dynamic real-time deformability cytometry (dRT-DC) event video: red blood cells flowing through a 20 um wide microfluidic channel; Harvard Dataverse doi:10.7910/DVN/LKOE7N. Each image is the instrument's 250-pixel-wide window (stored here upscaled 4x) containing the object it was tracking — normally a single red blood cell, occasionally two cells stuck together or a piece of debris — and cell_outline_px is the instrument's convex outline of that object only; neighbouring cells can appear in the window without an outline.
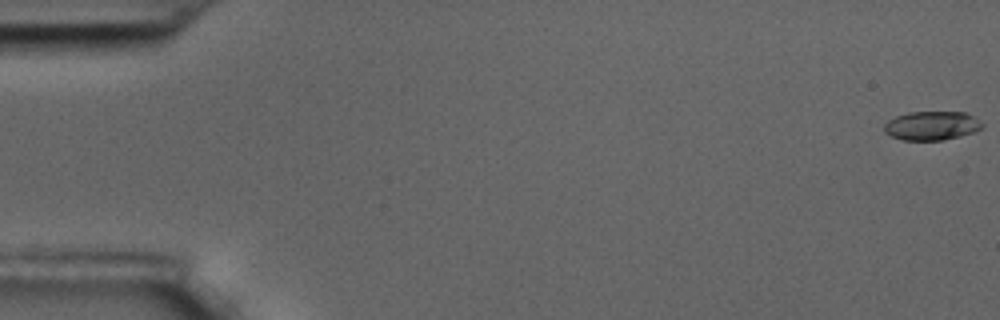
{"species": "common noctule bat (a hibernating species)", "species_latin": "Nyctalus noctula", "temperature_condition": "room temperature", "stored_images_in_passage": 59, "camera_frame_rate_fps": 3000, "um_per_image_px": 0.085, "animal": {"sex": "male", "body_mass_g": 17.5, "forearm_length_mm": 52.3}, "frame": {"image": 1, "passage_image": 1, "time_ms": 0.0, "image_size_px": [1000, 320], "cell_outline_px": [[984, 124], [980, 128], [972, 132], [960, 136], [944, 140], [904, 140], [892, 136], [884, 132], [884, 124], [888, 120], [896, 116], [908, 112], [964, 112], [972, 116]], "centroid_in_image_um": [79.16, 10.68], "position_along_channel_um": 5.8, "area_um2": 16.36}}
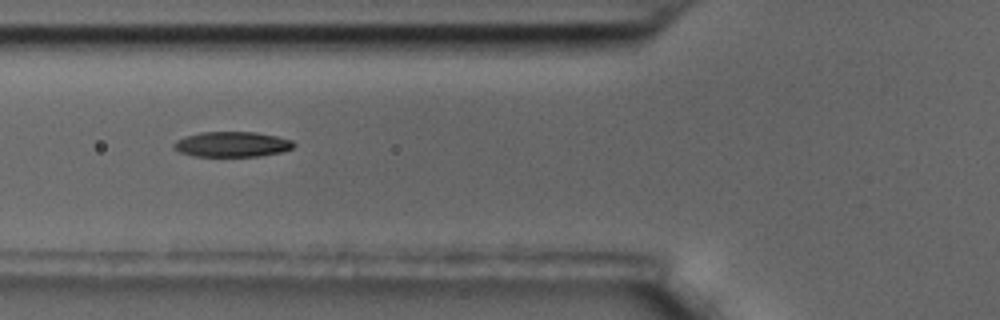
{"frame": {"image": 2, "passage_image": 23, "time_ms": 7.333, "image_size_px": [1000, 320], "cell_outline_px": [[296, 144], [292, 148], [280, 152], [260, 156], [192, 156], [180, 152], [172, 148], [172, 144], [176, 140], [184, 136], [200, 132], [256, 132], [276, 136], [292, 140]], "centroid_in_image_um": [19.68, 12.26], "position_along_channel_um": 106.1, "area_um2": 17.74}}
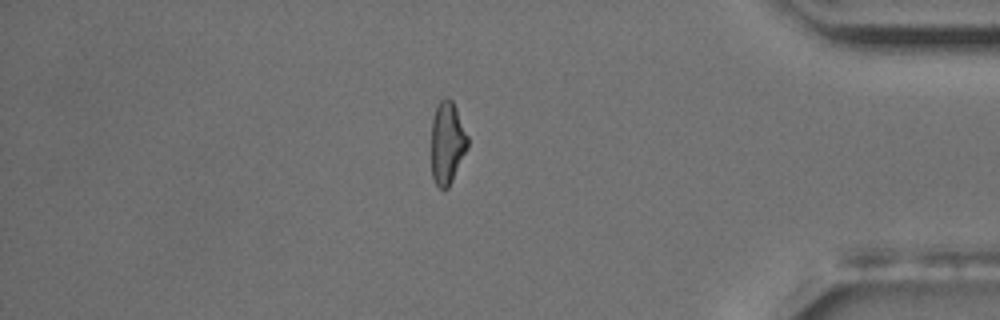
{"frame": {"image": 3, "passage_image": 51, "time_ms": 16.667, "image_size_px": [1000, 320], "cell_outline_px": [[468, 148], [448, 188], [444, 192], [436, 184], [432, 176], [432, 120], [436, 108], [440, 100], [448, 96], [452, 100], [456, 108], [468, 136]], "centroid_in_image_um": [38.02, 12.15], "position_along_channel_um": 397.2, "area_um2": 17.46}, "authors_computed_cell_mechanics": {"area_um2": 18.0336, "velocity_mm_per_s": 3.4619, "shape_relaxation_time_tau1_ms": 3.8696, "shape_relaxation_time_tau2_ms": 1.8585, "deformation_change_tau1": 0.156, "deformation_change_tau2": 0.0769}}